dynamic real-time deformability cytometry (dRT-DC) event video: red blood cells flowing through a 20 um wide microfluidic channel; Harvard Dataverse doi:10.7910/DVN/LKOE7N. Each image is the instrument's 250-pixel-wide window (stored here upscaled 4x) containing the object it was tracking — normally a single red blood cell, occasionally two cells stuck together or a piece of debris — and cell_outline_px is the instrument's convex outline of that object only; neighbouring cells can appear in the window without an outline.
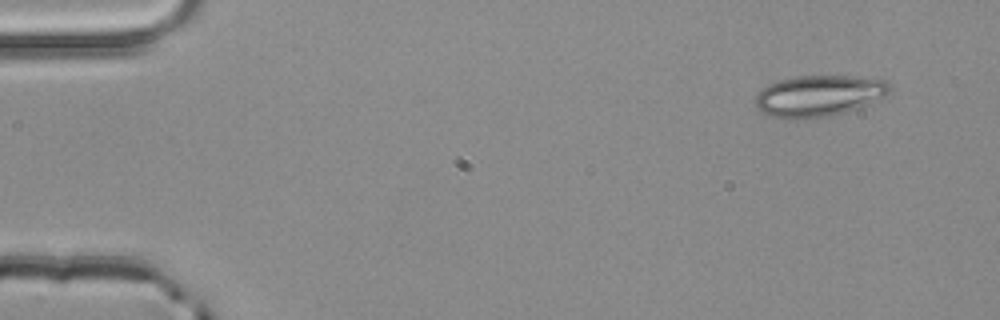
{"species": "common noctule bat (a hibernating species)", "species_latin": "Nyctalus noctula", "temperature_condition": "room temperature", "stored_images_in_passage": 3, "camera_frame_rate_fps": 3000, "um_per_image_px": 0.085, "animal": {"sex": "male", "body_mass_g": 20.4}, "frame": {"image": 1, "passage_image": 3, "time_ms": 0.667, "image_size_px": [1000, 320], "cell_outline_px": [[892, 88], [884, 96], [856, 108], [844, 112], [828, 116], [796, 120], [784, 120], [772, 116], [764, 112], [756, 104], [756, 96], [768, 84], [780, 80], [796, 76], [852, 76], [888, 80], [892, 84]], "centroid_in_image_um": [69.62, 8.14], "position_along_channel_um": 15.4, "area_um2": 32.08}}